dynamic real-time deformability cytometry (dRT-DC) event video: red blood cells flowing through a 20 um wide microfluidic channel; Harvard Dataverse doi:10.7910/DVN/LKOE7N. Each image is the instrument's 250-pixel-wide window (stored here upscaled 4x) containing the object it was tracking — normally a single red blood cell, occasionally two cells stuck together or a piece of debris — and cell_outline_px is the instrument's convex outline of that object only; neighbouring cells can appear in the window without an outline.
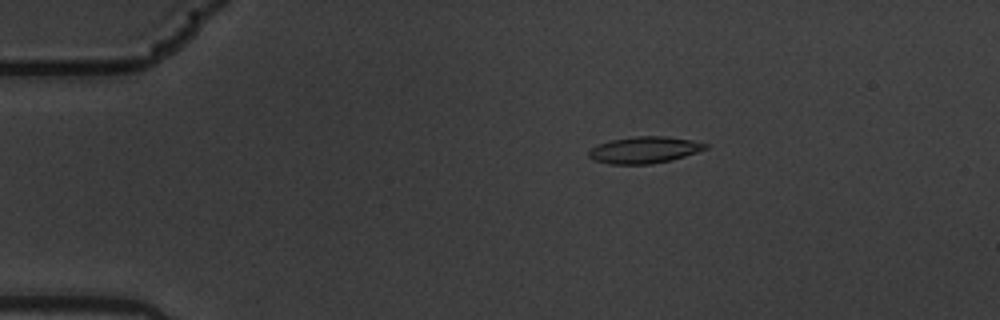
{"species": "common noctule bat (a hibernating species)", "species_latin": "Nyctalus noctula", "temperature_condition": "warm", "stored_images_in_passage": 58, "camera_frame_rate_fps": 3000, "um_per_image_px": 0.085, "animal": {"sex": "male", "body_mass_g": 19.5, "forearm_length_mm": 54.6}, "frame": {"image": 1, "passage_image": 11, "time_ms": 3.333, "image_size_px": [1000, 320], "cell_outline_px": [[708, 148], [672, 160], [652, 164], [608, 164], [596, 160], [588, 156], [588, 152], [592, 148], [600, 144], [612, 140], [636, 136], [668, 136], [708, 144]], "centroid_in_image_um": [54.78, 12.75], "position_along_channel_um": 30.2, "area_um2": 17.86}}
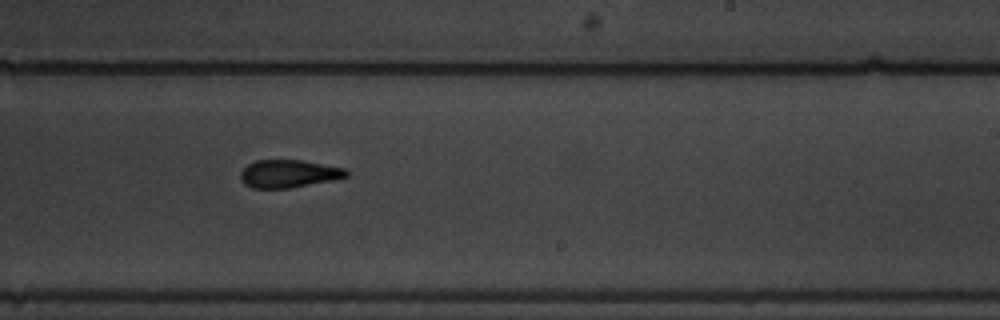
{"frame": {"image": 2, "passage_image": 36, "time_ms": 11.667, "image_size_px": [1000, 320], "cell_outline_px": [[348, 176], [332, 180], [288, 188], [252, 188], [244, 184], [240, 180], [240, 172], [248, 164], [256, 160], [300, 160], [348, 168]], "centroid_in_image_um": [24.53, 14.76], "position_along_channel_um": 264.5, "area_um2": 17.17}}
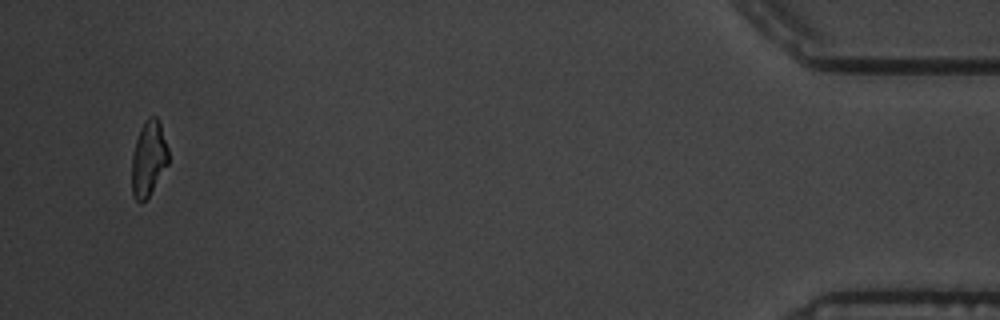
{"frame": {"image": 3, "passage_image": 56, "time_ms": 18.333, "image_size_px": [1000, 320], "cell_outline_px": [[168, 164], [148, 196], [140, 204], [132, 196], [132, 152], [140, 128], [144, 120], [148, 116], [156, 116], [160, 120], [168, 148]], "centroid_in_image_um": [12.62, 13.43], "position_along_channel_um": 422.6, "area_um2": 16.18}, "authors_computed_cell_mechanics": {"area_um2": 17.5712, "velocity_mm_per_s": 3.5203, "shape_relaxation_time_tau1_ms": 9.8906, "shape_relaxation_time_tau2_ms": 5.26, "deformation_change_tau1": 0.2233, "deformation_change_tau2": 0.1374}}